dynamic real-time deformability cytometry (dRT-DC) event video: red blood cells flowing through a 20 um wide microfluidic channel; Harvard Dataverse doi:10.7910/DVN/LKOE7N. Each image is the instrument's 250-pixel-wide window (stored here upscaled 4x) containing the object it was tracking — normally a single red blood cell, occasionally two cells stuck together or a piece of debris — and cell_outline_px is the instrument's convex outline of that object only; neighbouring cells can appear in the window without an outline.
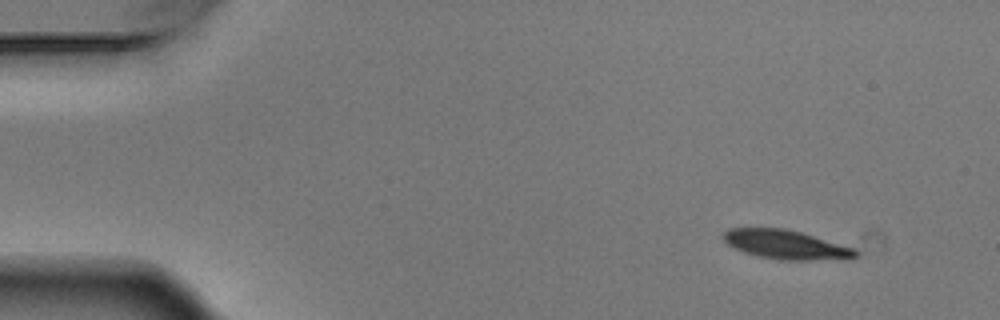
{"species": "Egyptian fruit bat (a non-hibernating species)", "species_latin": "Rousettus aegyptiacus", "temperature_condition": "warm", "stored_images_in_passage": 4, "camera_frame_rate_fps": 3000, "um_per_image_px": 0.085, "animal": {"sex": "male"}, "frame": {"image": 1, "passage_image": 1, "time_ms": 0.0, "image_size_px": [1000, 320], "cell_outline_px": [[856, 256], [852, 260], [780, 260], [756, 256], [732, 248], [720, 236], [728, 228], [784, 228], [800, 232], [852, 248], [856, 252]], "centroid_in_image_um": [66.75, 20.81], "position_along_channel_um": 18.2, "area_um2": 22.48}}
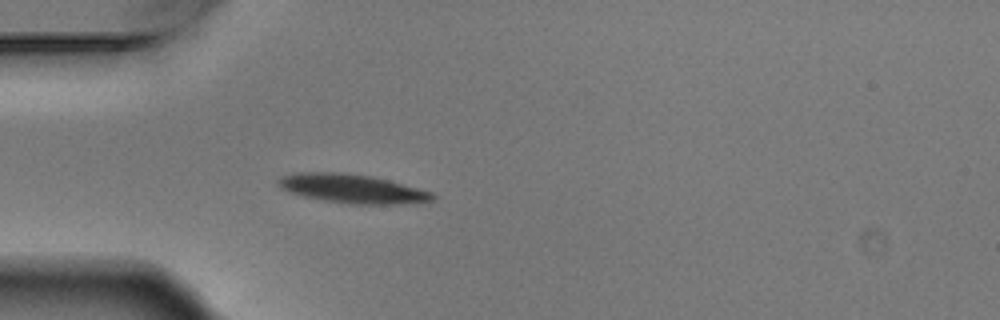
{"frame": {"image": 2, "passage_image": 4, "time_ms": 1.0, "image_size_px": [1000, 320], "cell_outline_px": [[436, 196], [432, 200], [408, 204], [348, 204], [324, 200], [304, 196], [280, 188], [276, 184], [276, 180], [280, 176], [296, 172], [344, 172], [372, 176], [388, 180], [432, 192]], "centroid_in_image_um": [29.9, 16.03], "position_along_channel_um": 55.1, "area_um2": 26.07}}